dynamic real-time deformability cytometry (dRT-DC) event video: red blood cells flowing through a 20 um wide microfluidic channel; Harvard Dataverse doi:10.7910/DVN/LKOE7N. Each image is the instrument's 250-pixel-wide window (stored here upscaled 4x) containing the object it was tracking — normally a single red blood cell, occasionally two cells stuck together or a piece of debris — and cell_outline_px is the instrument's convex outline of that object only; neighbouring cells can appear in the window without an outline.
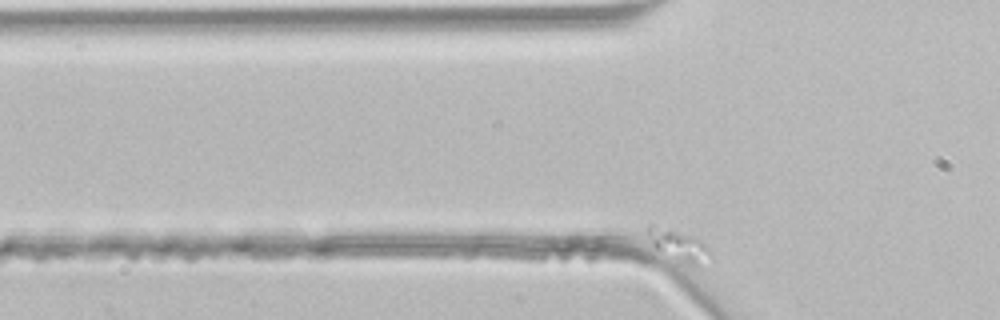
{"species": "common noctule bat (a hibernating species)", "species_latin": "Nyctalus noctula", "temperature_condition": "room temperature", "stored_images_in_passage": 7, "camera_frame_rate_fps": 3000, "um_per_image_px": 0.085, "animal": {"sex": "male", "body_mass_g": 21.5, "forearm_length_mm": 52.0}, "frame": {"image": 1, "passage_image": 2, "time_ms": 0.333, "image_size_px": [1000, 320], "cell_outline_px": [[712, 260], [696, 264], [692, 264], [660, 260], [652, 256], [648, 252], [648, 224], [652, 224], [672, 228], [696, 236], [712, 252]], "centroid_in_image_um": [57.5, 20.91], "position_along_channel_um": 68.3, "area_um2": 13.18}}